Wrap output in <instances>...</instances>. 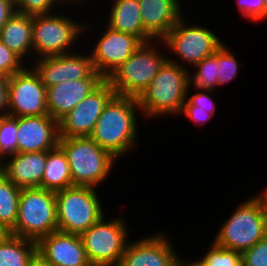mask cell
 I'll return each instance as SVG.
<instances>
[{
    "label": "cell",
    "mask_w": 267,
    "mask_h": 266,
    "mask_svg": "<svg viewBox=\"0 0 267 266\" xmlns=\"http://www.w3.org/2000/svg\"><path fill=\"white\" fill-rule=\"evenodd\" d=\"M198 258L203 266H243L242 253L221 248L213 241L205 253Z\"/></svg>",
    "instance_id": "obj_30"
},
{
    "label": "cell",
    "mask_w": 267,
    "mask_h": 266,
    "mask_svg": "<svg viewBox=\"0 0 267 266\" xmlns=\"http://www.w3.org/2000/svg\"><path fill=\"white\" fill-rule=\"evenodd\" d=\"M243 266H267V235L242 253Z\"/></svg>",
    "instance_id": "obj_34"
},
{
    "label": "cell",
    "mask_w": 267,
    "mask_h": 266,
    "mask_svg": "<svg viewBox=\"0 0 267 266\" xmlns=\"http://www.w3.org/2000/svg\"><path fill=\"white\" fill-rule=\"evenodd\" d=\"M197 259H193L192 261L188 262V259H183L182 255L178 254L173 266H203L202 262L198 257Z\"/></svg>",
    "instance_id": "obj_38"
},
{
    "label": "cell",
    "mask_w": 267,
    "mask_h": 266,
    "mask_svg": "<svg viewBox=\"0 0 267 266\" xmlns=\"http://www.w3.org/2000/svg\"><path fill=\"white\" fill-rule=\"evenodd\" d=\"M187 81L188 69L167 59L138 98L142 119L178 117L186 100Z\"/></svg>",
    "instance_id": "obj_3"
},
{
    "label": "cell",
    "mask_w": 267,
    "mask_h": 266,
    "mask_svg": "<svg viewBox=\"0 0 267 266\" xmlns=\"http://www.w3.org/2000/svg\"><path fill=\"white\" fill-rule=\"evenodd\" d=\"M73 186L70 166L63 150L57 146L47 151L43 179L39 188L57 192Z\"/></svg>",
    "instance_id": "obj_22"
},
{
    "label": "cell",
    "mask_w": 267,
    "mask_h": 266,
    "mask_svg": "<svg viewBox=\"0 0 267 266\" xmlns=\"http://www.w3.org/2000/svg\"><path fill=\"white\" fill-rule=\"evenodd\" d=\"M165 50L162 40L142 43L107 79L116 95L138 99L168 59Z\"/></svg>",
    "instance_id": "obj_5"
},
{
    "label": "cell",
    "mask_w": 267,
    "mask_h": 266,
    "mask_svg": "<svg viewBox=\"0 0 267 266\" xmlns=\"http://www.w3.org/2000/svg\"><path fill=\"white\" fill-rule=\"evenodd\" d=\"M68 6L69 5H74V6H80L83 5L84 2L86 3H90L88 2L89 0H63ZM80 4V5H79Z\"/></svg>",
    "instance_id": "obj_42"
},
{
    "label": "cell",
    "mask_w": 267,
    "mask_h": 266,
    "mask_svg": "<svg viewBox=\"0 0 267 266\" xmlns=\"http://www.w3.org/2000/svg\"><path fill=\"white\" fill-rule=\"evenodd\" d=\"M235 55L236 53L225 43L217 50L218 90L238 76L240 62Z\"/></svg>",
    "instance_id": "obj_29"
},
{
    "label": "cell",
    "mask_w": 267,
    "mask_h": 266,
    "mask_svg": "<svg viewBox=\"0 0 267 266\" xmlns=\"http://www.w3.org/2000/svg\"><path fill=\"white\" fill-rule=\"evenodd\" d=\"M124 214L109 219L104 214L80 236L92 266H119L129 241L130 228ZM109 219V220H108Z\"/></svg>",
    "instance_id": "obj_10"
},
{
    "label": "cell",
    "mask_w": 267,
    "mask_h": 266,
    "mask_svg": "<svg viewBox=\"0 0 267 266\" xmlns=\"http://www.w3.org/2000/svg\"><path fill=\"white\" fill-rule=\"evenodd\" d=\"M12 117L49 115L46 87L31 65L9 77V110Z\"/></svg>",
    "instance_id": "obj_12"
},
{
    "label": "cell",
    "mask_w": 267,
    "mask_h": 266,
    "mask_svg": "<svg viewBox=\"0 0 267 266\" xmlns=\"http://www.w3.org/2000/svg\"><path fill=\"white\" fill-rule=\"evenodd\" d=\"M58 146L66 155L73 186H87L100 190L99 187L110 177L118 161L90 136L60 137Z\"/></svg>",
    "instance_id": "obj_4"
},
{
    "label": "cell",
    "mask_w": 267,
    "mask_h": 266,
    "mask_svg": "<svg viewBox=\"0 0 267 266\" xmlns=\"http://www.w3.org/2000/svg\"><path fill=\"white\" fill-rule=\"evenodd\" d=\"M215 90H193V94L187 91L186 100L179 116H185L196 126H204L210 122L216 114L217 104L211 95L217 94Z\"/></svg>",
    "instance_id": "obj_23"
},
{
    "label": "cell",
    "mask_w": 267,
    "mask_h": 266,
    "mask_svg": "<svg viewBox=\"0 0 267 266\" xmlns=\"http://www.w3.org/2000/svg\"><path fill=\"white\" fill-rule=\"evenodd\" d=\"M31 66L46 88L66 81L65 54L36 58Z\"/></svg>",
    "instance_id": "obj_27"
},
{
    "label": "cell",
    "mask_w": 267,
    "mask_h": 266,
    "mask_svg": "<svg viewBox=\"0 0 267 266\" xmlns=\"http://www.w3.org/2000/svg\"><path fill=\"white\" fill-rule=\"evenodd\" d=\"M2 173L19 188L40 187L47 151L20 153L6 157Z\"/></svg>",
    "instance_id": "obj_19"
},
{
    "label": "cell",
    "mask_w": 267,
    "mask_h": 266,
    "mask_svg": "<svg viewBox=\"0 0 267 266\" xmlns=\"http://www.w3.org/2000/svg\"><path fill=\"white\" fill-rule=\"evenodd\" d=\"M105 79L68 80L46 88L49 115L59 121L84 100Z\"/></svg>",
    "instance_id": "obj_17"
},
{
    "label": "cell",
    "mask_w": 267,
    "mask_h": 266,
    "mask_svg": "<svg viewBox=\"0 0 267 266\" xmlns=\"http://www.w3.org/2000/svg\"><path fill=\"white\" fill-rule=\"evenodd\" d=\"M139 114L142 112L137 98L115 95L105 106L90 137L118 160L125 158L139 146Z\"/></svg>",
    "instance_id": "obj_1"
},
{
    "label": "cell",
    "mask_w": 267,
    "mask_h": 266,
    "mask_svg": "<svg viewBox=\"0 0 267 266\" xmlns=\"http://www.w3.org/2000/svg\"><path fill=\"white\" fill-rule=\"evenodd\" d=\"M5 157L1 154V149H0V173L2 172L4 162H5Z\"/></svg>",
    "instance_id": "obj_44"
},
{
    "label": "cell",
    "mask_w": 267,
    "mask_h": 266,
    "mask_svg": "<svg viewBox=\"0 0 267 266\" xmlns=\"http://www.w3.org/2000/svg\"><path fill=\"white\" fill-rule=\"evenodd\" d=\"M58 230L56 193L43 188H23L12 235L38 242Z\"/></svg>",
    "instance_id": "obj_9"
},
{
    "label": "cell",
    "mask_w": 267,
    "mask_h": 266,
    "mask_svg": "<svg viewBox=\"0 0 267 266\" xmlns=\"http://www.w3.org/2000/svg\"><path fill=\"white\" fill-rule=\"evenodd\" d=\"M37 254L53 266H92L78 234L52 232L37 242Z\"/></svg>",
    "instance_id": "obj_16"
},
{
    "label": "cell",
    "mask_w": 267,
    "mask_h": 266,
    "mask_svg": "<svg viewBox=\"0 0 267 266\" xmlns=\"http://www.w3.org/2000/svg\"><path fill=\"white\" fill-rule=\"evenodd\" d=\"M147 234L128 241L119 266H173L179 253L169 234Z\"/></svg>",
    "instance_id": "obj_14"
},
{
    "label": "cell",
    "mask_w": 267,
    "mask_h": 266,
    "mask_svg": "<svg viewBox=\"0 0 267 266\" xmlns=\"http://www.w3.org/2000/svg\"><path fill=\"white\" fill-rule=\"evenodd\" d=\"M10 236H12L11 229L0 223V245L3 244Z\"/></svg>",
    "instance_id": "obj_40"
},
{
    "label": "cell",
    "mask_w": 267,
    "mask_h": 266,
    "mask_svg": "<svg viewBox=\"0 0 267 266\" xmlns=\"http://www.w3.org/2000/svg\"><path fill=\"white\" fill-rule=\"evenodd\" d=\"M17 117H0V149L6 158L17 153Z\"/></svg>",
    "instance_id": "obj_31"
},
{
    "label": "cell",
    "mask_w": 267,
    "mask_h": 266,
    "mask_svg": "<svg viewBox=\"0 0 267 266\" xmlns=\"http://www.w3.org/2000/svg\"><path fill=\"white\" fill-rule=\"evenodd\" d=\"M235 3L240 15L248 21L257 22L263 14L264 0H236Z\"/></svg>",
    "instance_id": "obj_35"
},
{
    "label": "cell",
    "mask_w": 267,
    "mask_h": 266,
    "mask_svg": "<svg viewBox=\"0 0 267 266\" xmlns=\"http://www.w3.org/2000/svg\"><path fill=\"white\" fill-rule=\"evenodd\" d=\"M66 7L68 6L61 9V12L58 10L49 14L32 15L34 60L45 56L72 53L78 50V48L82 49V47L84 50L86 49V47L82 45L86 40L82 37L87 35L88 32L89 34L87 36H90L91 31H95L96 29L90 28L92 25L89 21L86 22L87 19L81 22L79 17H72V14L76 15V13H73L74 11H72V8L76 10V8L79 7H74V5H69L68 8ZM69 9L71 10V15H69ZM63 10L65 11L63 12ZM83 39L84 41H82ZM79 42L82 43L80 44ZM77 44H80V46H77Z\"/></svg>",
    "instance_id": "obj_2"
},
{
    "label": "cell",
    "mask_w": 267,
    "mask_h": 266,
    "mask_svg": "<svg viewBox=\"0 0 267 266\" xmlns=\"http://www.w3.org/2000/svg\"><path fill=\"white\" fill-rule=\"evenodd\" d=\"M9 110V77L0 75V117L7 116Z\"/></svg>",
    "instance_id": "obj_36"
},
{
    "label": "cell",
    "mask_w": 267,
    "mask_h": 266,
    "mask_svg": "<svg viewBox=\"0 0 267 266\" xmlns=\"http://www.w3.org/2000/svg\"><path fill=\"white\" fill-rule=\"evenodd\" d=\"M264 3L265 5H264L262 17L256 22L259 24H260V21L261 22L267 21V0H264Z\"/></svg>",
    "instance_id": "obj_43"
},
{
    "label": "cell",
    "mask_w": 267,
    "mask_h": 266,
    "mask_svg": "<svg viewBox=\"0 0 267 266\" xmlns=\"http://www.w3.org/2000/svg\"><path fill=\"white\" fill-rule=\"evenodd\" d=\"M15 11V0H0V31Z\"/></svg>",
    "instance_id": "obj_37"
},
{
    "label": "cell",
    "mask_w": 267,
    "mask_h": 266,
    "mask_svg": "<svg viewBox=\"0 0 267 266\" xmlns=\"http://www.w3.org/2000/svg\"><path fill=\"white\" fill-rule=\"evenodd\" d=\"M187 17L184 14L162 40L166 46V51H169L167 53L175 55L172 58L170 54L168 59L186 69L188 67L193 68L205 57L214 54L224 42L208 26L206 27L202 23L199 25L198 22L196 25L190 24L191 22L186 20Z\"/></svg>",
    "instance_id": "obj_7"
},
{
    "label": "cell",
    "mask_w": 267,
    "mask_h": 266,
    "mask_svg": "<svg viewBox=\"0 0 267 266\" xmlns=\"http://www.w3.org/2000/svg\"><path fill=\"white\" fill-rule=\"evenodd\" d=\"M253 197L258 201L260 207L267 215V185L263 188L262 191H260V193H258L257 195L255 193Z\"/></svg>",
    "instance_id": "obj_39"
},
{
    "label": "cell",
    "mask_w": 267,
    "mask_h": 266,
    "mask_svg": "<svg viewBox=\"0 0 267 266\" xmlns=\"http://www.w3.org/2000/svg\"><path fill=\"white\" fill-rule=\"evenodd\" d=\"M100 27L98 39L86 41L87 49L90 47L89 41L93 43L88 49L91 56L94 70L104 79H108L111 74L125 62L143 43L137 36L130 33L115 31L108 26ZM94 45V46H93ZM89 46V47H88Z\"/></svg>",
    "instance_id": "obj_11"
},
{
    "label": "cell",
    "mask_w": 267,
    "mask_h": 266,
    "mask_svg": "<svg viewBox=\"0 0 267 266\" xmlns=\"http://www.w3.org/2000/svg\"><path fill=\"white\" fill-rule=\"evenodd\" d=\"M138 1L144 30L154 40H163L185 14L181 0Z\"/></svg>",
    "instance_id": "obj_18"
},
{
    "label": "cell",
    "mask_w": 267,
    "mask_h": 266,
    "mask_svg": "<svg viewBox=\"0 0 267 266\" xmlns=\"http://www.w3.org/2000/svg\"><path fill=\"white\" fill-rule=\"evenodd\" d=\"M29 266H53L46 262L41 256L36 254V256L32 259Z\"/></svg>",
    "instance_id": "obj_41"
},
{
    "label": "cell",
    "mask_w": 267,
    "mask_h": 266,
    "mask_svg": "<svg viewBox=\"0 0 267 266\" xmlns=\"http://www.w3.org/2000/svg\"><path fill=\"white\" fill-rule=\"evenodd\" d=\"M96 190L71 186L55 192L58 231L81 235L105 214L102 196Z\"/></svg>",
    "instance_id": "obj_8"
},
{
    "label": "cell",
    "mask_w": 267,
    "mask_h": 266,
    "mask_svg": "<svg viewBox=\"0 0 267 266\" xmlns=\"http://www.w3.org/2000/svg\"><path fill=\"white\" fill-rule=\"evenodd\" d=\"M230 213L212 237L217 246L243 253L267 235V215L253 195Z\"/></svg>",
    "instance_id": "obj_6"
},
{
    "label": "cell",
    "mask_w": 267,
    "mask_h": 266,
    "mask_svg": "<svg viewBox=\"0 0 267 266\" xmlns=\"http://www.w3.org/2000/svg\"><path fill=\"white\" fill-rule=\"evenodd\" d=\"M0 41L12 52L17 54L27 65H31L34 59L32 15L22 14L15 11L1 28Z\"/></svg>",
    "instance_id": "obj_21"
},
{
    "label": "cell",
    "mask_w": 267,
    "mask_h": 266,
    "mask_svg": "<svg viewBox=\"0 0 267 266\" xmlns=\"http://www.w3.org/2000/svg\"><path fill=\"white\" fill-rule=\"evenodd\" d=\"M105 7L107 9V19L105 26L137 36L143 43L153 41L154 39L144 30L142 17L140 13V4L138 0H109ZM109 4V5H108Z\"/></svg>",
    "instance_id": "obj_20"
},
{
    "label": "cell",
    "mask_w": 267,
    "mask_h": 266,
    "mask_svg": "<svg viewBox=\"0 0 267 266\" xmlns=\"http://www.w3.org/2000/svg\"><path fill=\"white\" fill-rule=\"evenodd\" d=\"M84 52H87L84 54ZM66 81L82 79H104L94 70L93 63L88 51L79 49L65 54Z\"/></svg>",
    "instance_id": "obj_28"
},
{
    "label": "cell",
    "mask_w": 267,
    "mask_h": 266,
    "mask_svg": "<svg viewBox=\"0 0 267 266\" xmlns=\"http://www.w3.org/2000/svg\"><path fill=\"white\" fill-rule=\"evenodd\" d=\"M62 6L68 5L63 0H15L16 12L29 15L53 13Z\"/></svg>",
    "instance_id": "obj_32"
},
{
    "label": "cell",
    "mask_w": 267,
    "mask_h": 266,
    "mask_svg": "<svg viewBox=\"0 0 267 266\" xmlns=\"http://www.w3.org/2000/svg\"><path fill=\"white\" fill-rule=\"evenodd\" d=\"M21 188L13 184L2 172L0 173V223L13 229L19 209Z\"/></svg>",
    "instance_id": "obj_26"
},
{
    "label": "cell",
    "mask_w": 267,
    "mask_h": 266,
    "mask_svg": "<svg viewBox=\"0 0 267 266\" xmlns=\"http://www.w3.org/2000/svg\"><path fill=\"white\" fill-rule=\"evenodd\" d=\"M116 95L105 79L82 102L58 121L59 137L90 136L105 106Z\"/></svg>",
    "instance_id": "obj_13"
},
{
    "label": "cell",
    "mask_w": 267,
    "mask_h": 266,
    "mask_svg": "<svg viewBox=\"0 0 267 266\" xmlns=\"http://www.w3.org/2000/svg\"><path fill=\"white\" fill-rule=\"evenodd\" d=\"M17 152L50 151L58 146V121L50 115L17 117Z\"/></svg>",
    "instance_id": "obj_15"
},
{
    "label": "cell",
    "mask_w": 267,
    "mask_h": 266,
    "mask_svg": "<svg viewBox=\"0 0 267 266\" xmlns=\"http://www.w3.org/2000/svg\"><path fill=\"white\" fill-rule=\"evenodd\" d=\"M192 69V71H191ZM195 69V71H194ZM188 91L215 90L218 91L217 51L205 57L193 68H188Z\"/></svg>",
    "instance_id": "obj_25"
},
{
    "label": "cell",
    "mask_w": 267,
    "mask_h": 266,
    "mask_svg": "<svg viewBox=\"0 0 267 266\" xmlns=\"http://www.w3.org/2000/svg\"><path fill=\"white\" fill-rule=\"evenodd\" d=\"M37 254V242L10 236L0 245V266H29Z\"/></svg>",
    "instance_id": "obj_24"
},
{
    "label": "cell",
    "mask_w": 267,
    "mask_h": 266,
    "mask_svg": "<svg viewBox=\"0 0 267 266\" xmlns=\"http://www.w3.org/2000/svg\"><path fill=\"white\" fill-rule=\"evenodd\" d=\"M27 64L0 41V75L10 77L23 70Z\"/></svg>",
    "instance_id": "obj_33"
}]
</instances>
